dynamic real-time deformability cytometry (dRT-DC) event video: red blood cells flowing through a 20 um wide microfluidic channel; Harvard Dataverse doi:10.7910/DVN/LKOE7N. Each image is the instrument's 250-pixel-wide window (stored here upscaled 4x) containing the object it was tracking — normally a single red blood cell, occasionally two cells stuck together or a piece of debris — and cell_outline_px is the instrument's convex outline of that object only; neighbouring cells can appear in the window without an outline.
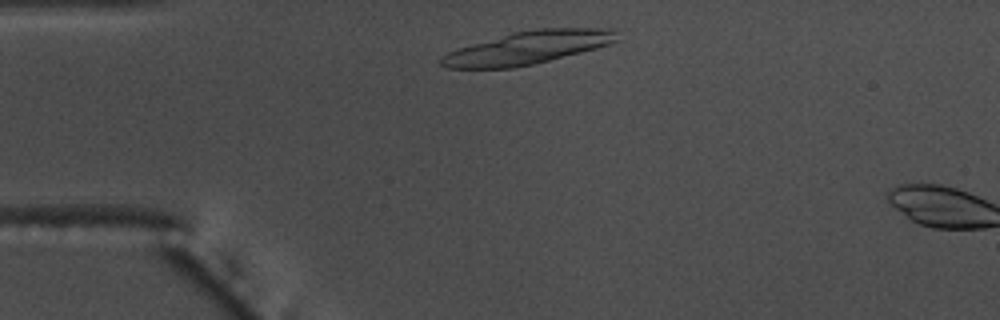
{"species": "common noctule bat (a hibernating species)", "species_latin": "Nyctalus noctula", "temperature_condition": "warm", "stored_images_in_passage": 6, "camera_frame_rate_fps": 3000, "um_per_image_px": 0.085, "animal": {"sex": "male", "body_mass_g": 17.5, "forearm_length_mm": 52.3}, "frame": {"image": 1, "passage_image": 4, "time_ms": 1.0, "image_size_px": [1000, 320], "cell_outline_px": [[620, 40], [596, 48], [536, 64], [512, 68], [448, 68], [440, 64], [440, 56], [456, 48], [512, 32], [540, 28], [612, 28], [616, 32]], "centroid_in_image_um": [44.85, 4.05], "position_along_channel_um": 40.1, "area_um2": 33.87}}